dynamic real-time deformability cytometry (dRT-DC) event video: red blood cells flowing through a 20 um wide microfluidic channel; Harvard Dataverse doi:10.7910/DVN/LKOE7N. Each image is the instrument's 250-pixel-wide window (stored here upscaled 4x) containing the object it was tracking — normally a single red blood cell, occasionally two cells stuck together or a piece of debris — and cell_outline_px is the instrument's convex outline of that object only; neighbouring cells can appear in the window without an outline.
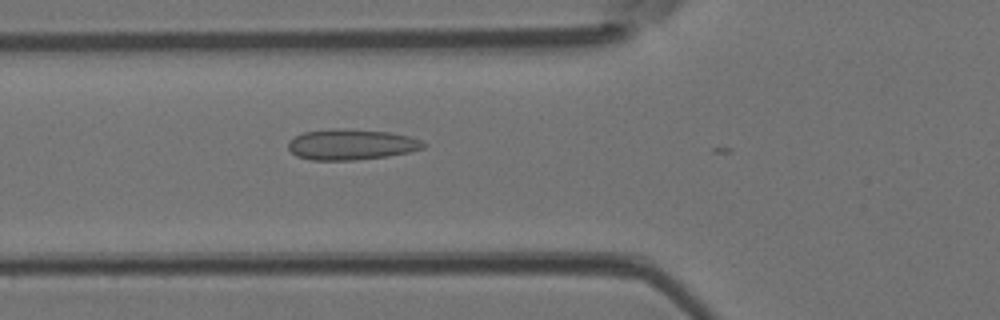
{"species": "Egyptian fruit bat (a non-hibernating species)", "species_latin": "Rousettus aegyptiacus", "temperature_condition": "room temperature", "stored_images_in_passage": 15, "camera_frame_rate_fps": 3000, "um_per_image_px": 0.085, "animal": {"sex": "female"}, "frame": {"image": 1, "passage_image": 12, "time_ms": 3.667, "image_size_px": [1000, 320], "cell_outline_px": [[428, 144], [424, 148], [408, 152], [388, 156], [356, 160], [312, 160], [296, 156], [288, 148], [288, 144], [296, 136], [304, 132], [332, 128], [340, 128], [388, 132], [408, 136], [420, 140]], "centroid_in_image_um": [29.87, 12.28], "position_along_channel_um": 95.9, "area_um2": 24.1}}